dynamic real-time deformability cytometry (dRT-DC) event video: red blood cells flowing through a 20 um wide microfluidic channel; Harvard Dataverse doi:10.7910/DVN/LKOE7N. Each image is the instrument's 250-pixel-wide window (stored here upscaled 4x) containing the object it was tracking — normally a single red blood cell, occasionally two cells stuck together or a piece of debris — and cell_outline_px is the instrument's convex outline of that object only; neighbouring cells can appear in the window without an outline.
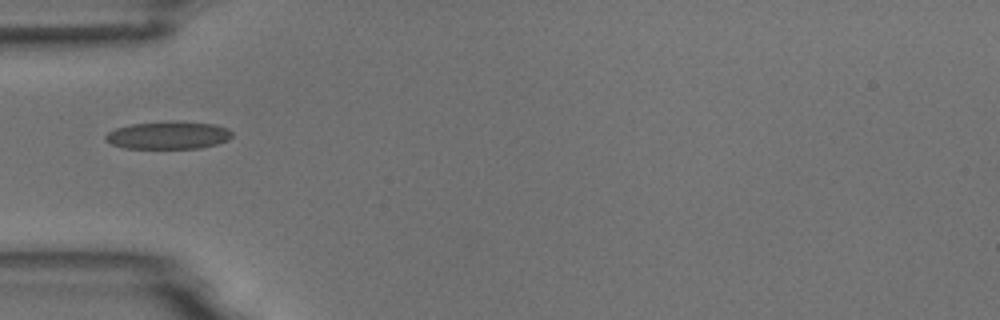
{"species": "common noctule bat (a hibernating species)", "species_latin": "Nyctalus noctula", "temperature_condition": "room temperature", "stored_images_in_passage": 1, "camera_frame_rate_fps": 3000, "um_per_image_px": 0.085, "animal": {"sex": "male", "body_mass_g": 18.8}, "frame": {"image": 1, "passage_image": 1, "time_ms": 0.0, "image_size_px": [1000, 320], "cell_outline_px": [[232, 136], [228, 140], [216, 144], [200, 148], [124, 148], [112, 144], [104, 140], [104, 136], [108, 132], [116, 128], [132, 124], [216, 124], [228, 128], [232, 132]], "centroid_in_image_um": [14.29, 11.55], "position_along_channel_um": 70.7, "area_um2": 19.42}}